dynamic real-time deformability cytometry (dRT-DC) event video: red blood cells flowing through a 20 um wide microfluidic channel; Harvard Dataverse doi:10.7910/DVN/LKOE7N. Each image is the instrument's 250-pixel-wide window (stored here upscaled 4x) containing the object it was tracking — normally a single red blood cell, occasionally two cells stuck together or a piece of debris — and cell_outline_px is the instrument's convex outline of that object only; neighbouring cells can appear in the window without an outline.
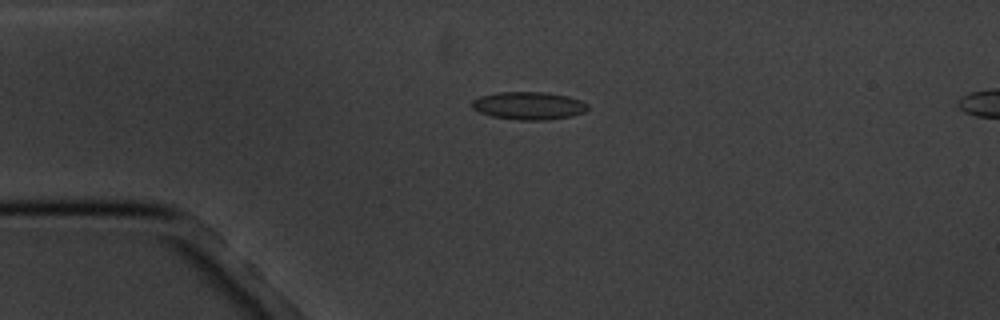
{"species": "common noctule bat (a hibernating species)", "species_latin": "Nyctalus noctula", "temperature_condition": "cold", "stored_images_in_passage": 6, "camera_frame_rate_fps": 3000, "um_per_image_px": 0.085, "animal": {"sex": "male", "body_mass_g": 20.1, "forearm_length_mm": 53.5}, "frame": {"image": 1, "passage_image": 4, "time_ms": 3.0, "image_size_px": [1000, 320], "cell_outline_px": [[588, 108], [584, 112], [572, 116], [544, 120], [520, 120], [492, 116], [480, 112], [472, 108], [472, 100], [480, 96], [496, 92], [548, 92], [568, 96], [580, 100], [588, 104]], "centroid_in_image_um": [44.95, 8.97], "position_along_channel_um": 40.1, "area_um2": 18.79}}
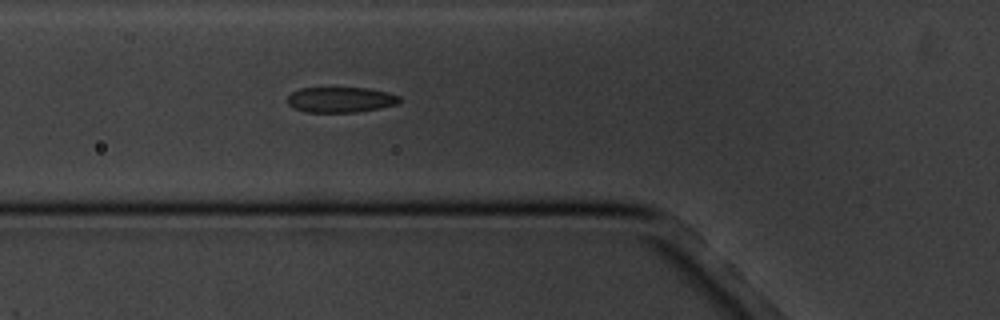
{"frame": {"image": 2, "passage_image": 6, "time_ms": 5.333, "image_size_px": [1000, 320], "cell_outline_px": [[400, 104], [380, 108], [356, 112], [304, 112], [292, 108], [284, 100], [292, 92], [300, 88], [368, 88], [388, 92], [400, 96]], "centroid_in_image_um": [28.93, 8.48], "position_along_channel_um": 96.9, "area_um2": 16.88}}